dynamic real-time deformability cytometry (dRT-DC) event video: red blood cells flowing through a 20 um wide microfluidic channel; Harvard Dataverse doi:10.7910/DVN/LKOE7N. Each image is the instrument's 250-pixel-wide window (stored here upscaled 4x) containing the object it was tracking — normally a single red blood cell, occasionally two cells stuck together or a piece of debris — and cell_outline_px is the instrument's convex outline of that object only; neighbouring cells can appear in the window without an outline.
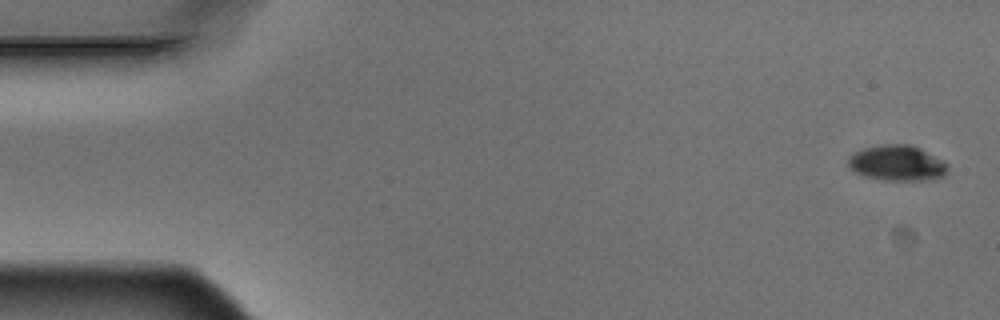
{"species": "Egyptian fruit bat (a non-hibernating species)", "species_latin": "Rousettus aegyptiacus", "temperature_condition": "warm", "stored_images_in_passage": 5, "camera_frame_rate_fps": 3000, "um_per_image_px": 0.085, "animal": {"sex": "male"}, "frame": {"image": 1, "passage_image": 1, "time_ms": 0.0, "image_size_px": [1000, 320], "cell_outline_px": [[948, 168], [944, 176], [936, 180], [880, 180], [864, 176], [856, 172], [848, 164], [848, 156], [864, 148], [884, 144], [912, 144], [944, 160], [948, 164]], "centroid_in_image_um": [76.3, 13.87], "position_along_channel_um": 8.7, "area_um2": 20.81}}
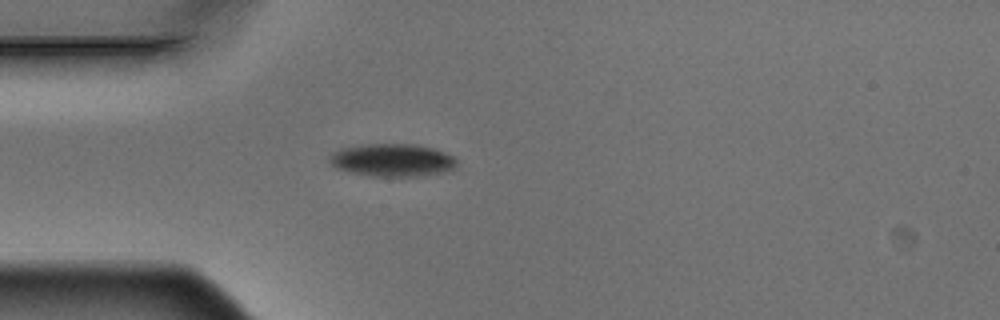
{"frame": {"image": 2, "passage_image": 5, "time_ms": 1.333, "image_size_px": [1000, 320], "cell_outline_px": [[456, 168], [440, 172], [416, 176], [372, 176], [352, 172], [336, 168], [328, 160], [328, 156], [332, 152], [340, 148], [360, 144], [416, 144], [432, 148], [444, 152], [452, 156], [456, 160]], "centroid_in_image_um": [33.29, 13.59], "position_along_channel_um": 51.7, "area_um2": 24.22}}